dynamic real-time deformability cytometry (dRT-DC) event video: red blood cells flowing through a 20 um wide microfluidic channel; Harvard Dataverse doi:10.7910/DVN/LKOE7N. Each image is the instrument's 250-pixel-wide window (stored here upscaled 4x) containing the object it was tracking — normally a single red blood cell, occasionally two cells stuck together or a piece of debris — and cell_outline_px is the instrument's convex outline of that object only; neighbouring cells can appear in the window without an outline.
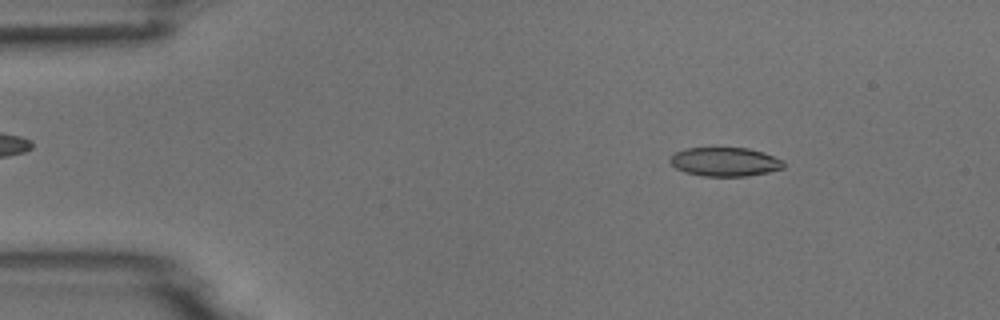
{"species": "common noctule bat (a hibernating species)", "species_latin": "Nyctalus noctula", "temperature_condition": "room temperature", "stored_images_in_passage": 5, "camera_frame_rate_fps": 3000, "um_per_image_px": 0.085, "animal": {"sex": "male", "body_mass_g": 18.8}, "frame": {"image": 1, "passage_image": 2, "time_ms": 1.333, "image_size_px": [1000, 320], "cell_outline_px": [[784, 168], [768, 172], [748, 176], [704, 176], [684, 172], [676, 168], [668, 160], [676, 152], [684, 148], [748, 148], [764, 152], [784, 160]], "centroid_in_image_um": [61.64, 13.75], "position_along_channel_um": 23.4, "area_um2": 19.19}}
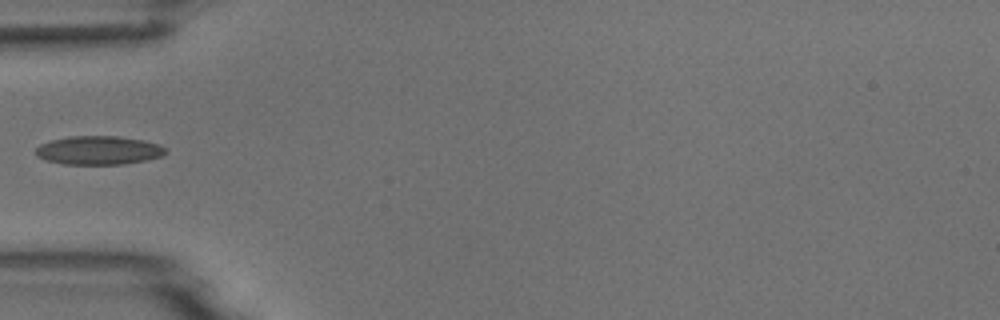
{"frame": {"image": 2, "passage_image": 5, "time_ms": 4.667, "image_size_px": [1000, 320], "cell_outline_px": [[168, 152], [164, 156], [148, 160], [124, 164], [64, 164], [48, 160], [36, 156], [36, 148], [40, 144], [52, 140], [68, 136], [116, 136], [144, 140], [160, 144], [168, 148]], "centroid_in_image_um": [8.46, 12.77], "position_along_channel_um": 76.5, "area_um2": 21.91}}